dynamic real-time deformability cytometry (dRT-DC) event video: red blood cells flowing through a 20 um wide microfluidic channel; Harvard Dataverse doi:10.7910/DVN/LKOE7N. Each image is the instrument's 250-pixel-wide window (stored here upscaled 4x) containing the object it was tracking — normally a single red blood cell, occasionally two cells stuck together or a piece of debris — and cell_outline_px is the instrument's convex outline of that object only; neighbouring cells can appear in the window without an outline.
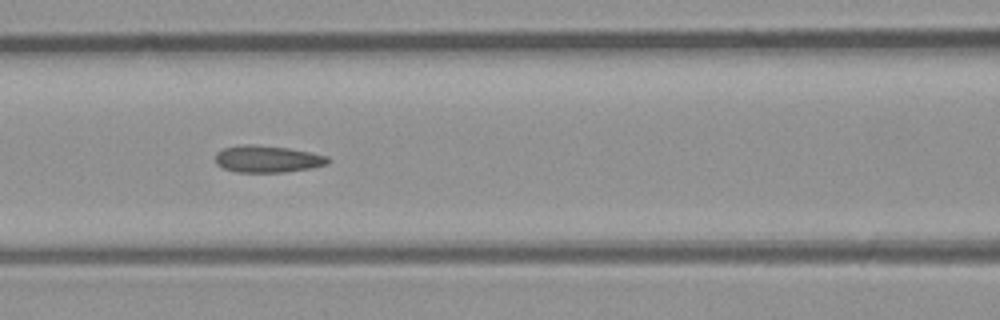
{"species": "common noctule bat (a hibernating species)", "species_latin": "Nyctalus noctula", "temperature_condition": "room temperature", "stored_images_in_passage": 10, "camera_frame_rate_fps": 3000, "um_per_image_px": 0.085, "animal": {"sex": "male", "body_mass_g": 23.1, "forearm_length_mm": 52.7}, "frame": {"image": 1, "passage_image": 7, "time_ms": 6.667, "image_size_px": [1000, 320], "cell_outline_px": [[332, 160], [328, 164], [312, 168], [284, 172], [236, 172], [224, 168], [216, 164], [216, 152], [224, 148], [244, 144], [252, 144], [288, 148], [328, 156]], "centroid_in_image_um": [22.75, 13.52], "position_along_channel_um": 143.8, "area_um2": 17.69}}